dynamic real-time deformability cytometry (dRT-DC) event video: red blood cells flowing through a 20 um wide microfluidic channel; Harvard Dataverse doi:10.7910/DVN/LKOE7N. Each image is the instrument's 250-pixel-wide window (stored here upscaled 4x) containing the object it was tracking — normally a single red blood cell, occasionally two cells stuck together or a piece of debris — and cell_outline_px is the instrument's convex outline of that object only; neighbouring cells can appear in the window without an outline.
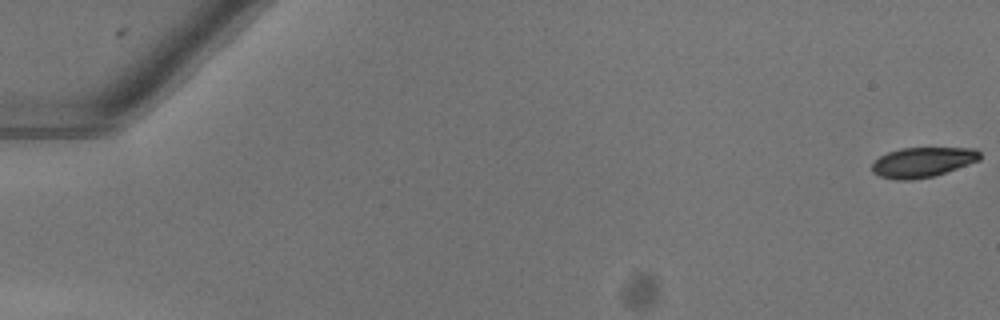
{"species": "common noctule bat (a hibernating species)", "species_latin": "Nyctalus noctula", "temperature_condition": "warm", "stored_images_in_passage": 53, "camera_frame_rate_fps": 3000, "um_per_image_px": 0.085, "animal": {"sex": "female"}, "frame": {"image": 1, "passage_image": 1, "time_ms": 0.0, "image_size_px": [1000, 320], "cell_outline_px": [[980, 160], [932, 176], [912, 180], [896, 180], [880, 176], [872, 172], [872, 164], [880, 156], [888, 152], [900, 148], [976, 148], [980, 152]], "centroid_in_image_um": [78.4, 13.78], "position_along_channel_um": 6.6, "area_um2": 18.67}}
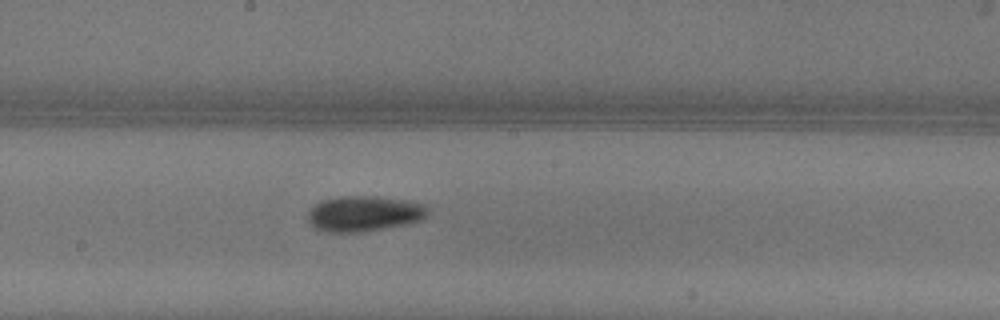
{"frame": {"image": 2, "passage_image": 30, "time_ms": 9.667, "image_size_px": [1000, 320], "cell_outline_px": [[428, 212], [420, 220], [408, 224], [364, 232], [328, 232], [312, 228], [308, 224], [308, 208], [320, 200], [340, 196], [376, 196], [408, 200], [424, 204], [428, 208]], "centroid_in_image_um": [30.89, 18.16], "position_along_channel_um": 217.3, "area_um2": 25.32}}
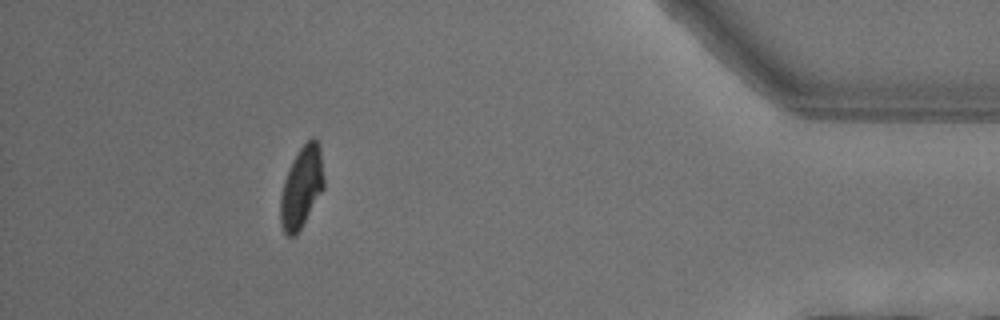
{"frame": {"image": 3, "passage_image": 48, "time_ms": 15.667, "image_size_px": [1000, 320], "cell_outline_px": [[324, 188], [300, 228], [292, 236], [288, 236], [284, 232], [280, 224], [280, 196], [284, 180], [292, 160], [300, 148], [312, 136], [316, 136], [320, 148], [324, 176]], "centroid_in_image_um": [25.63, 15.86], "position_along_channel_um": 409.6, "area_um2": 20.46}, "authors_computed_cell_mechanics": {"area_um2": 21.964, "velocity_mm_per_s": 4.0729, "shape_relaxation_time_tau1_ms": 3.1435, "shape_relaxation_time_tau2_ms": 7.5742, "deformation_change_tau1": 0.1532, "deformation_change_tau2": 0.0998}}